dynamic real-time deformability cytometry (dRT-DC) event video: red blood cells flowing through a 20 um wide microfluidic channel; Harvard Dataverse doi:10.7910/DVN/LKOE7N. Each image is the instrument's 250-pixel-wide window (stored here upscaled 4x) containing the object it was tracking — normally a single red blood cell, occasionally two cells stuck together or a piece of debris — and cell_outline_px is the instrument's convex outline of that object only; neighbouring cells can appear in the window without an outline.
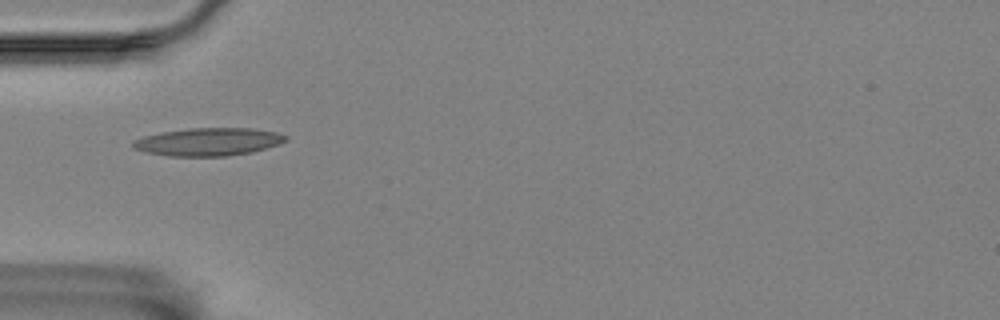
{"species": "Egyptian fruit bat (a non-hibernating species)", "species_latin": "Rousettus aegyptiacus", "temperature_condition": "room temperature", "stored_images_in_passage": 2, "camera_frame_rate_fps": 3000, "um_per_image_px": 0.085, "animal": {"sex": "female"}, "frame": {"image": 1, "passage_image": 2, "time_ms": 1.0, "image_size_px": [1000, 320], "cell_outline_px": [[288, 140], [280, 144], [268, 148], [252, 152], [228, 156], [168, 156], [144, 152], [132, 148], [132, 140], [144, 136], [164, 132], [188, 128], [252, 128], [276, 132], [288, 136]], "centroid_in_image_um": [17.72, 12.06], "position_along_channel_um": 67.3, "area_um2": 25.03}}